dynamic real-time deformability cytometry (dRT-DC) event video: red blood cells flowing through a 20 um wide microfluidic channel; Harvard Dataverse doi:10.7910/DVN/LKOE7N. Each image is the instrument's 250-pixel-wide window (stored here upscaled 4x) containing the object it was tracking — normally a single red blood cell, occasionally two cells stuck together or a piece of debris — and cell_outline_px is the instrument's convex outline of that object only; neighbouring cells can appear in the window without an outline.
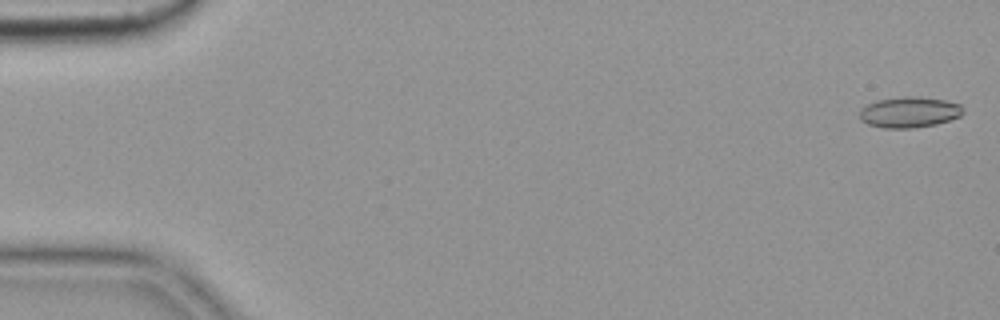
{"species": "common noctule bat (a hibernating species)", "species_latin": "Nyctalus noctula", "temperature_condition": "cold", "stored_images_in_passage": 23, "camera_frame_rate_fps": 3000, "um_per_image_px": 0.085, "animal": {"sex": "female", "body_mass_g": 19.9}, "frame": {"image": 1, "passage_image": 2, "time_ms": 0.333, "image_size_px": [1000, 320], "cell_outline_px": [[964, 112], [960, 116], [936, 124], [912, 128], [884, 128], [868, 124], [860, 120], [860, 108], [876, 100], [900, 96], [920, 96], [944, 100], [960, 104], [964, 108]], "centroid_in_image_um": [77.28, 9.52], "position_along_channel_um": 7.7, "area_um2": 18.73}}
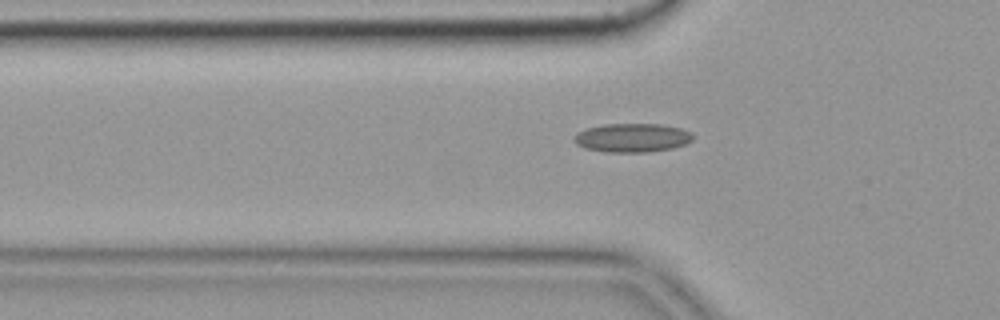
{"frame": {"image": 2, "passage_image": 19, "time_ms": 6.0, "image_size_px": [1000, 320], "cell_outline_px": [[692, 140], [684, 144], [672, 148], [648, 152], [604, 152], [584, 148], [576, 144], [572, 140], [572, 136], [576, 132], [588, 128], [604, 124], [660, 124], [680, 128], [692, 132]], "centroid_in_image_um": [53.68, 11.71], "position_along_channel_um": 72.1, "area_um2": 20.06}}
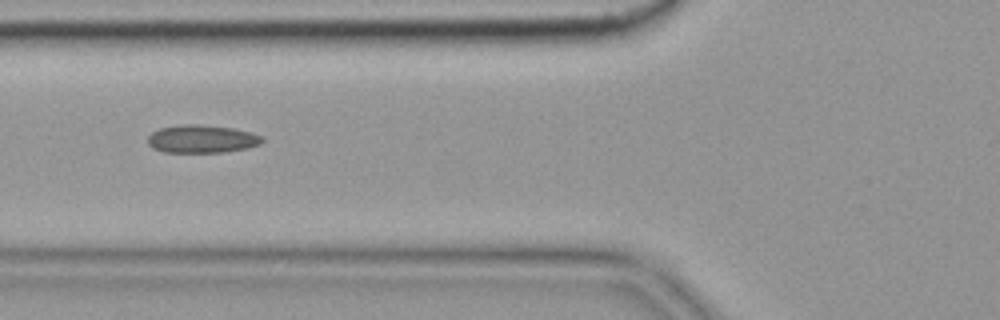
{"frame": {"image": 3, "passage_image": 22, "time_ms": 7.0, "image_size_px": [1000, 320], "cell_outline_px": [[264, 140], [260, 144], [248, 148], [224, 152], [164, 152], [152, 148], [148, 144], [148, 136], [152, 132], [160, 128], [180, 124], [196, 124], [232, 128], [252, 132], [264, 136]], "centroid_in_image_um": [17.17, 11.81], "position_along_channel_um": 108.6, "area_um2": 18.79}}